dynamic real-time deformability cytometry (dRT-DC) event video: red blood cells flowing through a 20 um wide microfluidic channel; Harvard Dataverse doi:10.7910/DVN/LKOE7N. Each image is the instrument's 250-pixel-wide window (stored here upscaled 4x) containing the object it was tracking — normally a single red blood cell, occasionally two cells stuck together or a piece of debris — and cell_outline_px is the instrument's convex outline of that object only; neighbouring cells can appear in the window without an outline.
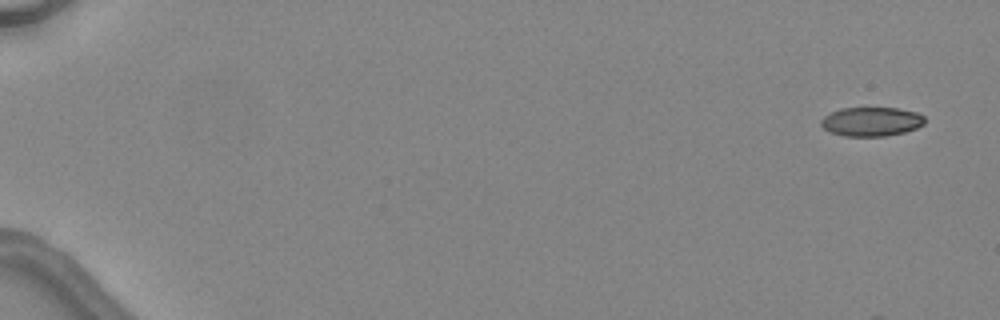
{"species": "common noctule bat (a hibernating species)", "species_latin": "Nyctalus noctula", "temperature_condition": "warm", "stored_images_in_passage": 4, "camera_frame_rate_fps": 3000, "um_per_image_px": 0.085, "animal": {"sex": "female", "body_mass_g": 24.6, "forearm_length_mm": 56.2}, "frame": {"image": 1, "passage_image": 1, "time_ms": 0.0, "image_size_px": [1000, 320], "cell_outline_px": [[924, 124], [916, 128], [904, 132], [884, 136], [844, 136], [828, 132], [820, 124], [820, 120], [824, 116], [840, 108], [900, 108], [916, 112], [924, 116]], "centroid_in_image_um": [74.05, 10.33], "position_along_channel_um": 11.0, "area_um2": 17.63}}